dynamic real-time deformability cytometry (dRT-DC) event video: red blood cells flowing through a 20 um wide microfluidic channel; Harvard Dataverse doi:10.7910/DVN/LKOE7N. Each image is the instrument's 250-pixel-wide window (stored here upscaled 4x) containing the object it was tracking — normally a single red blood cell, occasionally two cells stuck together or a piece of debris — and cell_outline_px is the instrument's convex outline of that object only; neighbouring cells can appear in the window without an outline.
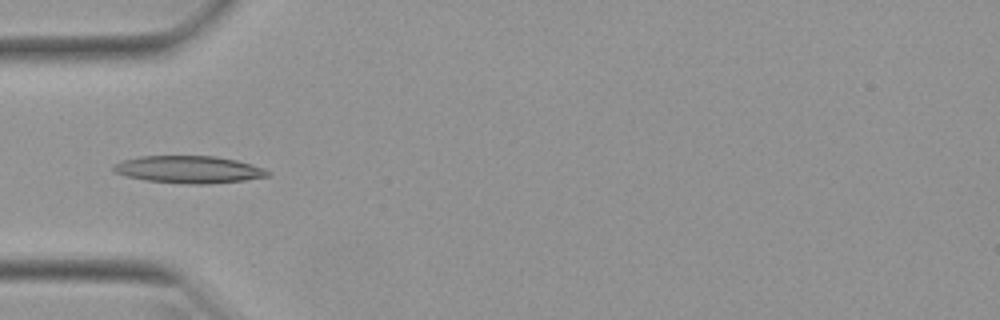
{"species": "Egyptian fruit bat (a non-hibernating species)", "species_latin": "Rousettus aegyptiacus", "temperature_condition": "warm", "stored_images_in_passage": 35, "camera_frame_rate_fps": 3000, "um_per_image_px": 0.085, "animal": {"sex": "female"}, "frame": {"image": 1, "passage_image": 4, "time_ms": 1.0, "image_size_px": [1000, 320], "cell_outline_px": [[272, 172], [268, 176], [244, 180], [208, 184], [192, 184], [144, 180], [124, 176], [112, 172], [112, 168], [116, 164], [124, 160], [140, 156], [216, 156], [236, 160], [252, 164], [264, 168]], "centroid_in_image_um": [16.05, 14.41], "position_along_channel_um": 68.9, "area_um2": 24.57}}
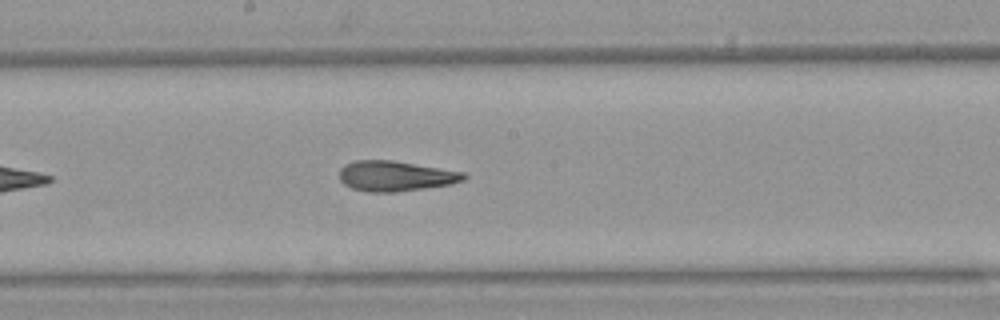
{"frame": {"image": 2, "passage_image": 15, "time_ms": 4.667, "image_size_px": [1000, 320], "cell_outline_px": [[468, 176], [464, 180], [452, 184], [396, 192], [368, 192], [352, 188], [344, 184], [340, 180], [340, 168], [344, 164], [356, 160], [392, 160], [464, 172]], "centroid_in_image_um": [33.61, 14.96], "position_along_channel_um": 214.6, "area_um2": 21.96}}
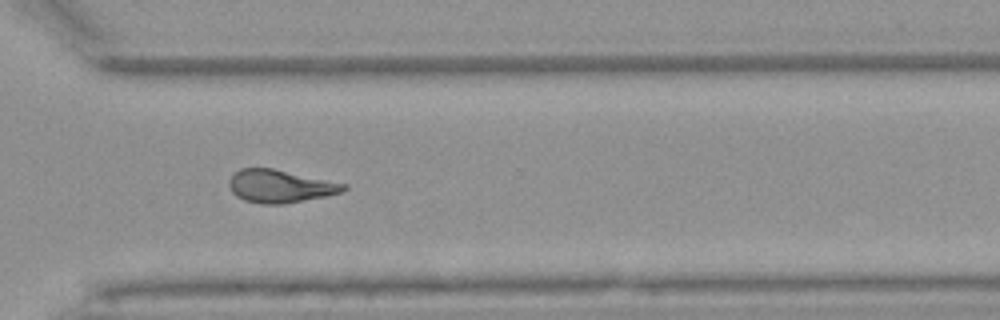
{"frame": {"image": 3, "passage_image": 25, "time_ms": 8.0, "image_size_px": [1000, 320], "cell_outline_px": [[348, 188], [340, 192], [324, 196], [284, 204], [260, 204], [244, 200], [236, 196], [232, 192], [228, 184], [228, 180], [240, 168], [272, 168], [348, 184]], "centroid_in_image_um": [23.79, 15.83], "position_along_channel_um": 346.8, "area_um2": 21.85}, "authors_computed_cell_mechanics": {"area_um2": 21.9062, "velocity_mm_per_s": 3.9677, "shape_relaxation_time_tau1_ms": 7.7407, "shape_relaxation_time_tau2_ms": 2.6763, "deformation_change_tau1": 0.252, "deformation_change_tau2": 0.1302}}